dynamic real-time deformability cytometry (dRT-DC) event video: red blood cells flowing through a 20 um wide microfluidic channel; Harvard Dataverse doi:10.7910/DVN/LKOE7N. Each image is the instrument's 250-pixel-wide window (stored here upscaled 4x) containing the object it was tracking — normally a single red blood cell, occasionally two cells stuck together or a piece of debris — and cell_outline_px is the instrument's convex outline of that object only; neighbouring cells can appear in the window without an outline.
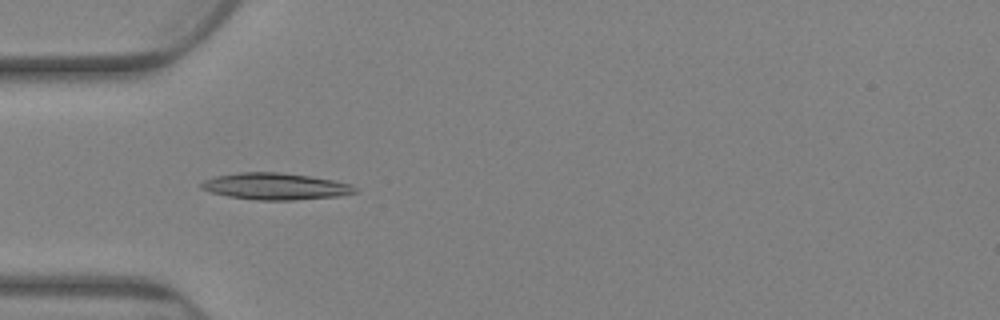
{"species": "Egyptian fruit bat (a non-hibernating species)", "species_latin": "Rousettus aegyptiacus", "temperature_condition": "warm", "stored_images_in_passage": 83, "camera_frame_rate_fps": 3000, "um_per_image_px": 0.085, "animal": {"sex": "female"}, "frame": {"image": 1, "passage_image": 27, "time_ms": 8.667, "image_size_px": [1000, 320], "cell_outline_px": [[360, 192], [340, 196], [296, 200], [256, 200], [228, 196], [212, 192], [200, 188], [200, 184], [204, 180], [216, 176], [240, 172], [280, 172], [308, 176], [332, 180], [348, 184], [356, 188]], "centroid_in_image_um": [23.42, 15.84], "position_along_channel_um": 61.6, "area_um2": 23.81}}
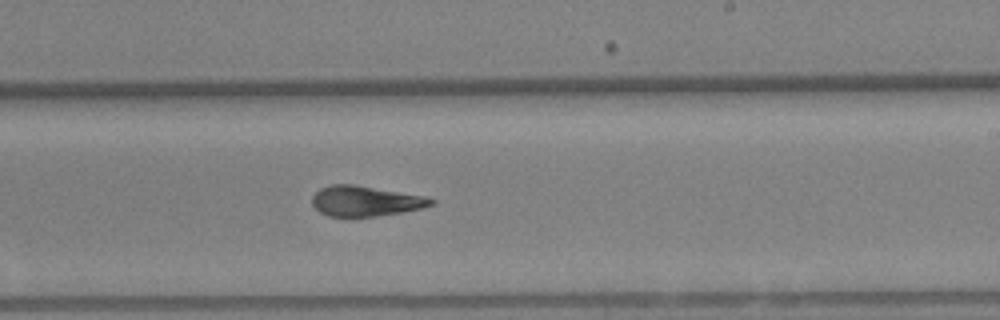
{"frame": {"image": 2, "passage_image": 51, "time_ms": 16.667, "image_size_px": [1000, 320], "cell_outline_px": [[436, 204], [420, 208], [400, 212], [352, 220], [328, 216], [320, 212], [312, 204], [312, 196], [320, 188], [332, 184], [352, 184], [424, 196], [436, 200]], "centroid_in_image_um": [31.01, 17.13], "position_along_channel_um": 258.0, "area_um2": 21.44}}
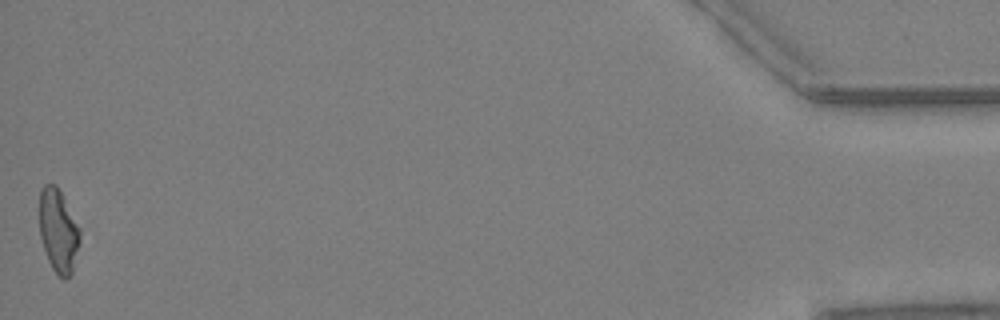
{"frame": {"image": 3, "passage_image": 83, "time_ms": 27.333, "image_size_px": [1000, 320], "cell_outline_px": [[80, 240], [72, 276], [64, 280], [52, 268], [48, 260], [40, 236], [40, 188], [44, 184], [56, 184], [80, 228]], "centroid_in_image_um": [4.97, 19.64], "position_along_channel_um": 430.2, "area_um2": 19.65}, "authors_computed_cell_mechanics": {"area_um2": 21.9062, "velocity_mm_per_s": 2.4908, "shape_relaxation_time_tau1_ms": 8.7959, "shape_relaxation_time_tau2_ms": 3.216, "deformation_change_tau1": 0.2205, "deformation_change_tau2": 0.1172}}